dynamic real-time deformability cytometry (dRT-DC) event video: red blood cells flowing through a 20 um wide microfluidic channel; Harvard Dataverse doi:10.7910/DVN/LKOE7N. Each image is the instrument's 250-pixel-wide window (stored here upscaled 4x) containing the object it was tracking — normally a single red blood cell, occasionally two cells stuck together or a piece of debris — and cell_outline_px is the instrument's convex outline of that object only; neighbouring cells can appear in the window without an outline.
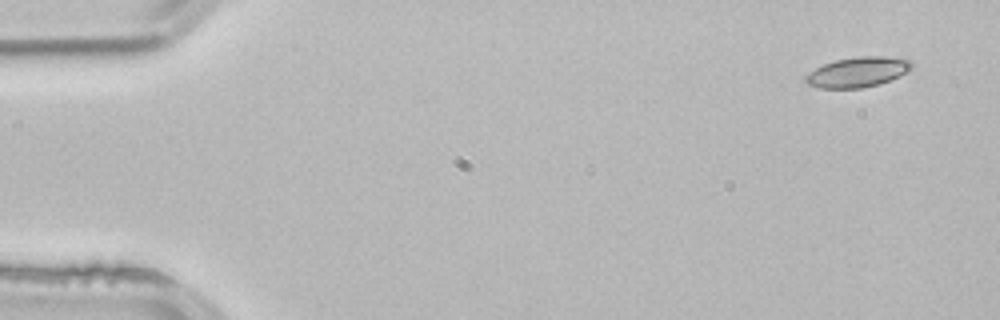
{"species": "common noctule bat (a hibernating species)", "species_latin": "Nyctalus noctula", "temperature_condition": "room temperature", "stored_images_in_passage": 3, "camera_frame_rate_fps": 3000, "um_per_image_px": 0.085, "animal": {"sex": "male", "body_mass_g": 21.5, "forearm_length_mm": 52.0}, "frame": {"image": 1, "passage_image": 1, "time_ms": 0.0, "image_size_px": [1000, 320], "cell_outline_px": [[912, 68], [900, 76], [880, 84], [860, 88], [820, 88], [808, 84], [804, 80], [804, 76], [808, 72], [824, 64], [836, 60], [860, 56], [884, 56], [912, 60]], "centroid_in_image_um": [72.91, 6.13], "position_along_channel_um": 12.1, "area_um2": 18.61}}